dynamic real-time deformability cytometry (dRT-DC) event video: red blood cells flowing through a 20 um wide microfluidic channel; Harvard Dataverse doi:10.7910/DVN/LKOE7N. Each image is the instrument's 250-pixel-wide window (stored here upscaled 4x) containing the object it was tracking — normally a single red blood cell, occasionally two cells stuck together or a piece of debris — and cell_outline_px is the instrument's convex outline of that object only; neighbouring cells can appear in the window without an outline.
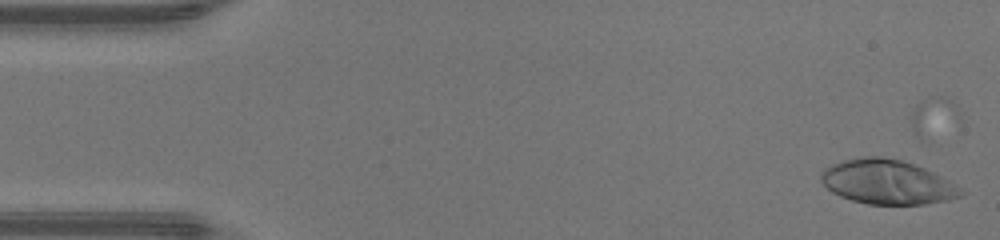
{"species": "human", "species_latin": "Homo sapiens", "temperature_condition": "warm", "stored_images_in_passage": 17, "camera_frame_rate_fps": 3000, "um_per_image_px": 0.085, "donor": {"sex": "male"}, "frame": {"image": 1, "passage_image": 1, "time_ms": 0.0, "image_size_px": [1000, 240], "cell_outline_px": [[964, 192], [960, 196], [948, 200], [924, 204], [868, 204], [852, 200], [840, 196], [832, 192], [820, 180], [820, 172], [824, 168], [832, 164], [844, 160], [864, 156], [880, 156], [900, 160], [924, 168], [948, 180], [960, 188]], "centroid_in_image_um": [75.38, 15.47], "position_along_channel_um": 9.6, "area_um2": 35.89}}
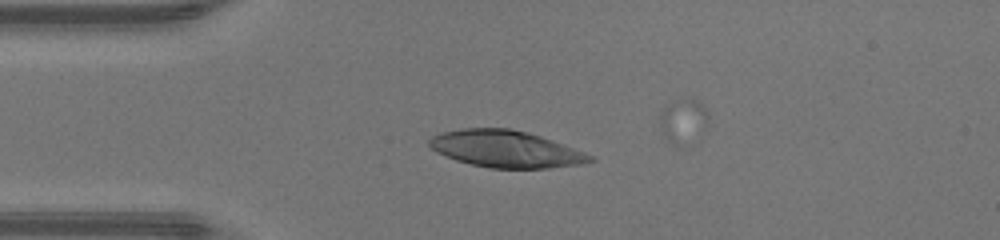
{"frame": {"image": 2, "passage_image": 11, "time_ms": 3.333, "image_size_px": [1000, 240], "cell_outline_px": [[596, 160], [580, 164], [548, 168], [488, 168], [456, 160], [436, 152], [428, 144], [428, 140], [432, 136], [444, 132], [460, 128], [508, 128], [528, 132], [552, 140], [584, 152], [592, 156]], "centroid_in_image_um": [42.97, 12.66], "position_along_channel_um": 42.0, "area_um2": 34.33}}
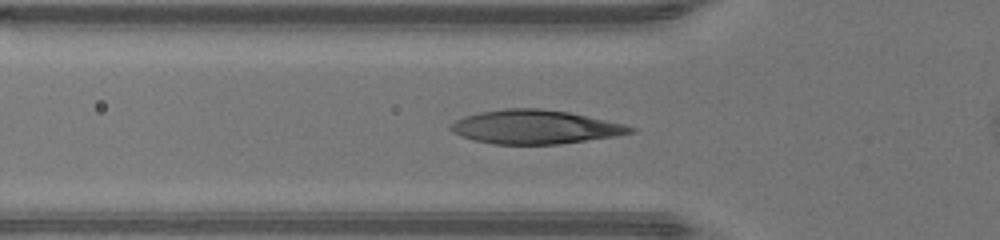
{"frame": {"image": 3, "passage_image": 15, "time_ms": 4.667, "image_size_px": [1000, 240], "cell_outline_px": [[636, 132], [616, 136], [560, 144], [492, 144], [472, 140], [460, 136], [452, 132], [448, 128], [448, 124], [464, 116], [480, 112], [504, 108], [540, 108], [568, 112], [624, 124], [636, 128]], "centroid_in_image_um": [45.44, 10.79], "position_along_channel_um": 80.4, "area_um2": 35.6}}